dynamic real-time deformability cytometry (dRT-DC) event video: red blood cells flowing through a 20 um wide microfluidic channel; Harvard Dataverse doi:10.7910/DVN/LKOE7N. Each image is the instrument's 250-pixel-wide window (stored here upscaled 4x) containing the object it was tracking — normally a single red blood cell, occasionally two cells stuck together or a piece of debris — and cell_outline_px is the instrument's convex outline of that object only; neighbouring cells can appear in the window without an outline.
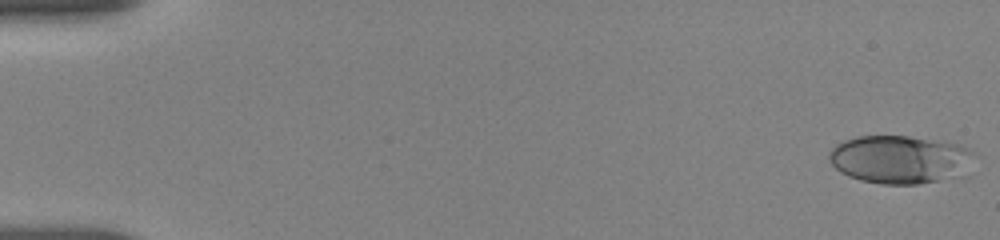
{"species": "human", "species_latin": "Homo sapiens", "temperature_condition": "room temperature", "stored_images_in_passage": 46, "camera_frame_rate_fps": 3000, "um_per_image_px": 0.085, "donor": {"sex": "female"}, "frame": {"image": 1, "passage_image": 1, "time_ms": 0.0, "image_size_px": [1000, 240], "cell_outline_px": [[972, 152], [936, 180], [920, 184], [880, 184], [860, 180], [848, 176], [840, 172], [828, 160], [828, 152], [836, 144], [844, 140], [856, 136], [908, 136], [944, 140], [960, 144], [968, 148]], "centroid_in_image_um": [76.16, 13.49], "position_along_channel_um": 8.8, "area_um2": 38.67}}
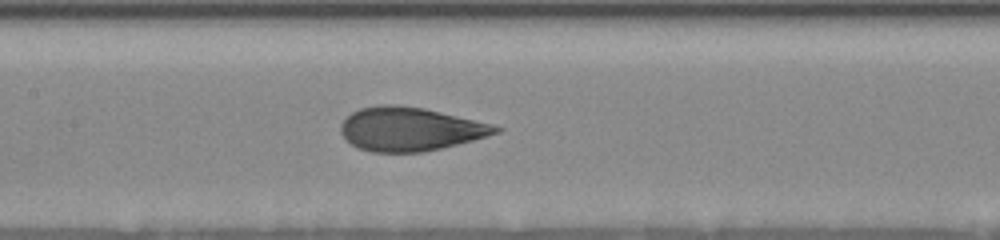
{"frame": {"image": 2, "passage_image": 27, "time_ms": 8.667, "image_size_px": [1000, 240], "cell_outline_px": [[504, 128], [500, 132], [472, 140], [424, 152], [372, 152], [360, 148], [352, 144], [340, 132], [340, 124], [352, 112], [360, 108], [380, 104], [392, 104], [424, 108], [492, 124]], "centroid_in_image_um": [34.84, 10.96], "position_along_channel_um": 172.6, "area_um2": 39.07}}
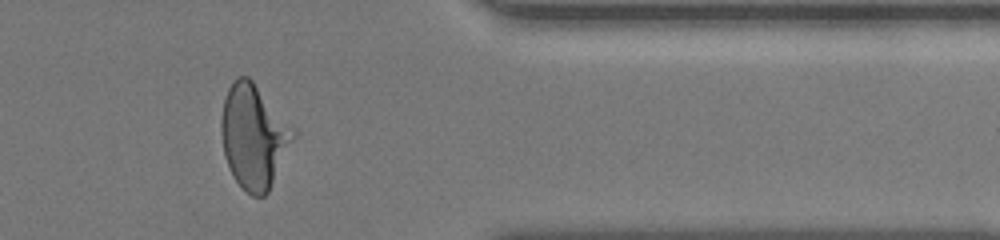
{"frame": {"image": 3, "passage_image": 46, "time_ms": 15.0, "image_size_px": [1000, 240], "cell_outline_px": [[296, 136], [268, 192], [264, 196], [252, 196], [232, 176], [224, 156], [220, 132], [220, 120], [224, 100], [228, 88], [232, 80], [236, 76], [248, 76], [252, 80], [296, 132]], "centroid_in_image_um": [21.54, 11.59], "position_along_channel_um": 389.9, "area_um2": 43.29}, "authors_computed_cell_mechanics": {"area_um2": 39.3907, "velocity_mm_per_s": 3.6554, "shape_relaxation_time_tau1_ms": 5.6303, "shape_relaxation_time_tau2_ms": 0.7657, "deformation_change_tau1": 0.1886, "deformation_change_tau2": 0.0675}}